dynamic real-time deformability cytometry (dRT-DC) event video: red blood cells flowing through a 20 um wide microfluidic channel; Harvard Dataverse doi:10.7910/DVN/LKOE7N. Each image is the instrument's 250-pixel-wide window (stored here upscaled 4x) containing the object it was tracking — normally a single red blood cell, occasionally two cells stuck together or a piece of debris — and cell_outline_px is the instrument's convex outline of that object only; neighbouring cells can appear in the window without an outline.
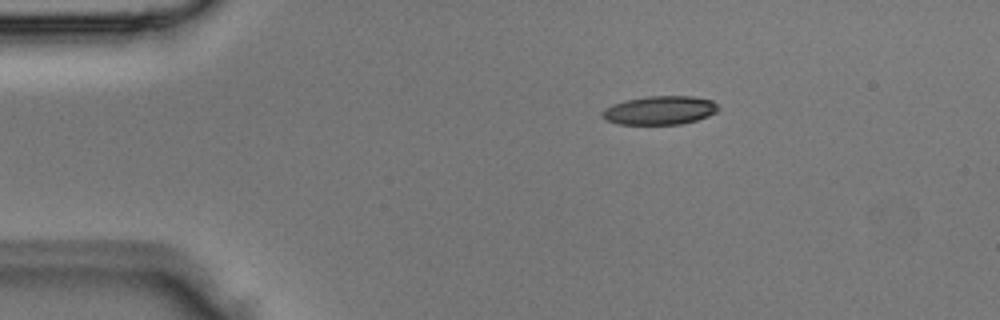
{"species": "Egyptian fruit bat (a non-hibernating species)", "species_latin": "Rousettus aegyptiacus", "temperature_condition": "room temperature", "stored_images_in_passage": 2, "camera_frame_rate_fps": 3000, "um_per_image_px": 0.085, "animal": {"sex": "male"}, "frame": {"image": 1, "passage_image": 1, "time_ms": 0.0, "image_size_px": [1000, 320], "cell_outline_px": [[720, 108], [716, 112], [708, 116], [696, 120], [680, 124], [616, 124], [604, 120], [600, 112], [604, 108], [624, 100], [648, 96], [692, 96], [712, 100]], "centroid_in_image_um": [56.05, 9.37], "position_along_channel_um": 29.0, "area_um2": 19.48}}